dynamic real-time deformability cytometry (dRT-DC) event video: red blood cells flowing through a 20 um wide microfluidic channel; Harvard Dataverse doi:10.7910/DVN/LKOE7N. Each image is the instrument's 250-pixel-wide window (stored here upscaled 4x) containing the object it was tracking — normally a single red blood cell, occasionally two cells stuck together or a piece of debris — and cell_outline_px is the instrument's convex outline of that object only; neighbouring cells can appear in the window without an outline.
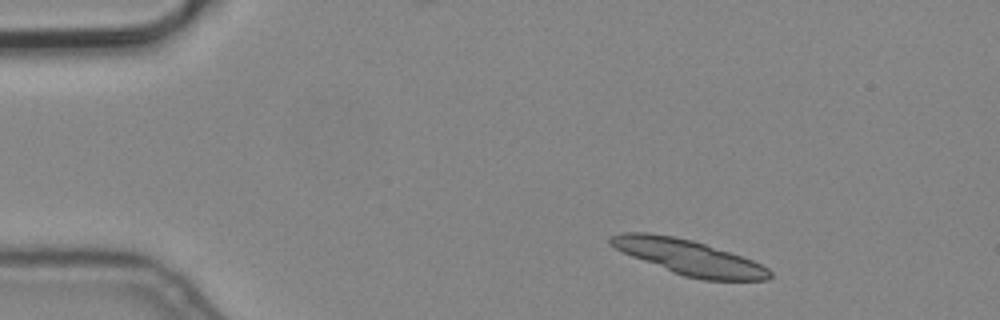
{"species": "common noctule bat (a hibernating species)", "species_latin": "Nyctalus noctula", "temperature_condition": "cold", "stored_images_in_passage": 6, "camera_frame_rate_fps": 3000, "um_per_image_px": 0.085, "animal": {"sex": "male", "body_mass_g": 19.2, "forearm_length_mm": 51.8}, "frame": {"image": 1, "passage_image": 2, "time_ms": 0.333, "image_size_px": [1000, 320], "cell_outline_px": [[772, 276], [768, 280], [704, 280], [684, 276], [672, 272], [632, 256], [616, 248], [608, 240], [608, 236], [624, 232], [648, 232], [672, 236], [692, 240], [752, 260], [768, 268], [772, 272]], "centroid_in_image_um": [58.55, 21.87], "position_along_channel_um": 26.5, "area_um2": 32.02}}
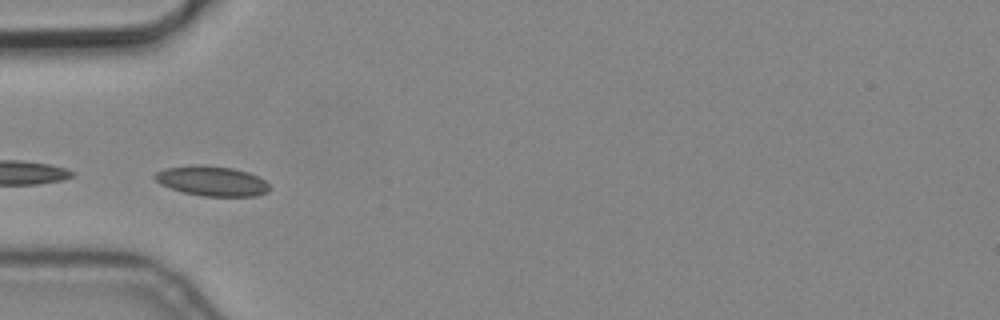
{"frame": {"image": 2, "passage_image": 5, "time_ms": 1.333, "image_size_px": [1000, 320], "cell_outline_px": [[272, 188], [268, 192], [256, 196], [204, 196], [184, 192], [160, 184], [152, 176], [156, 172], [164, 168], [196, 164], [200, 164], [232, 168], [248, 172], [264, 180]], "centroid_in_image_um": [18.01, 15.38], "position_along_channel_um": 67.0, "area_um2": 20.0}}
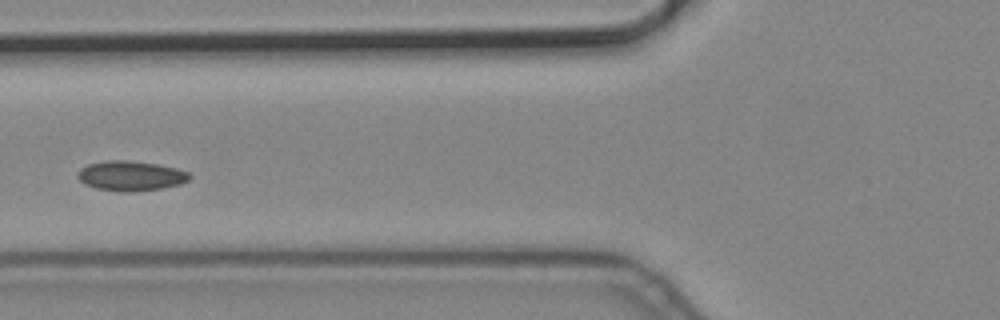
{"frame": {"image": 3, "passage_image": 6, "time_ms": 1.667, "image_size_px": [1000, 320], "cell_outline_px": [[192, 176], [188, 180], [180, 184], [164, 188], [132, 192], [120, 192], [96, 188], [84, 184], [76, 176], [80, 168], [88, 164], [104, 160], [128, 160], [156, 164], [176, 168], [188, 172]], "centroid_in_image_um": [11.09, 14.95], "position_along_channel_um": 114.7, "area_um2": 19.65}}